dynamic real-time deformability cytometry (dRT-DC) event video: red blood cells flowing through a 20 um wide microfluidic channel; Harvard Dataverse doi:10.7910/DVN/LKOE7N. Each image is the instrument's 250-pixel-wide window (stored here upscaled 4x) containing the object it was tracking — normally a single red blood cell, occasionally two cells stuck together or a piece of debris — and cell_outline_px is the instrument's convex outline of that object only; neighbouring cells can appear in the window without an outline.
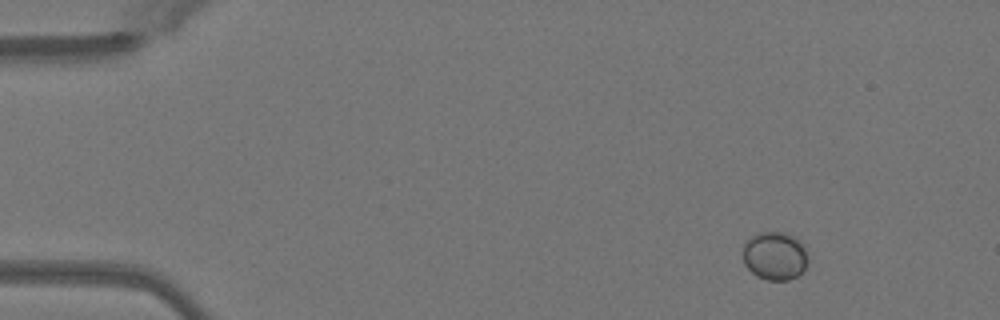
{"species": "Egyptian fruit bat (a non-hibernating species)", "species_latin": "Rousettus aegyptiacus", "temperature_condition": "warm", "stored_images_in_passage": 8, "camera_frame_rate_fps": 3000, "um_per_image_px": 0.085, "animal": {"sex": "female"}, "frame": {"image": 1, "passage_image": 1, "time_ms": 0.0, "image_size_px": [1000, 320], "cell_outline_px": [[808, 260], [804, 268], [796, 276], [788, 280], [768, 280], [756, 276], [744, 264], [744, 244], [752, 236], [760, 232], [780, 232], [792, 236], [804, 248], [808, 256]], "centroid_in_image_um": [65.84, 21.76], "position_along_channel_um": 19.2, "area_um2": 17.92}}